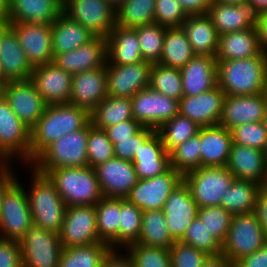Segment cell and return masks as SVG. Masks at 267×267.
Masks as SVG:
<instances>
[{"instance_id":"1","label":"cell","mask_w":267,"mask_h":267,"mask_svg":"<svg viewBox=\"0 0 267 267\" xmlns=\"http://www.w3.org/2000/svg\"><path fill=\"white\" fill-rule=\"evenodd\" d=\"M89 121L90 113L84 108L70 103L47 105L30 131V164L58 138L83 128Z\"/></svg>"},{"instance_id":"2","label":"cell","mask_w":267,"mask_h":267,"mask_svg":"<svg viewBox=\"0 0 267 267\" xmlns=\"http://www.w3.org/2000/svg\"><path fill=\"white\" fill-rule=\"evenodd\" d=\"M217 61V85L227 96L263 93L267 53L237 60Z\"/></svg>"},{"instance_id":"3","label":"cell","mask_w":267,"mask_h":267,"mask_svg":"<svg viewBox=\"0 0 267 267\" xmlns=\"http://www.w3.org/2000/svg\"><path fill=\"white\" fill-rule=\"evenodd\" d=\"M30 167V188H25L33 223L42 229L59 234L67 206L55 184L45 174L39 173L32 165Z\"/></svg>"},{"instance_id":"4","label":"cell","mask_w":267,"mask_h":267,"mask_svg":"<svg viewBox=\"0 0 267 267\" xmlns=\"http://www.w3.org/2000/svg\"><path fill=\"white\" fill-rule=\"evenodd\" d=\"M37 171L47 175L55 184L67 207L96 205L104 197L92 167H61Z\"/></svg>"},{"instance_id":"5","label":"cell","mask_w":267,"mask_h":267,"mask_svg":"<svg viewBox=\"0 0 267 267\" xmlns=\"http://www.w3.org/2000/svg\"><path fill=\"white\" fill-rule=\"evenodd\" d=\"M89 122L81 129L65 134L50 144L30 165L36 170L88 166Z\"/></svg>"},{"instance_id":"6","label":"cell","mask_w":267,"mask_h":267,"mask_svg":"<svg viewBox=\"0 0 267 267\" xmlns=\"http://www.w3.org/2000/svg\"><path fill=\"white\" fill-rule=\"evenodd\" d=\"M17 180L5 191L0 205V239L19 241L33 223L24 182Z\"/></svg>"},{"instance_id":"7","label":"cell","mask_w":267,"mask_h":267,"mask_svg":"<svg viewBox=\"0 0 267 267\" xmlns=\"http://www.w3.org/2000/svg\"><path fill=\"white\" fill-rule=\"evenodd\" d=\"M267 242L254 213L233 215L222 253L234 265L242 257L260 249Z\"/></svg>"},{"instance_id":"8","label":"cell","mask_w":267,"mask_h":267,"mask_svg":"<svg viewBox=\"0 0 267 267\" xmlns=\"http://www.w3.org/2000/svg\"><path fill=\"white\" fill-rule=\"evenodd\" d=\"M235 177L225 166L200 167L183 175L199 208L220 206L223 194Z\"/></svg>"},{"instance_id":"9","label":"cell","mask_w":267,"mask_h":267,"mask_svg":"<svg viewBox=\"0 0 267 267\" xmlns=\"http://www.w3.org/2000/svg\"><path fill=\"white\" fill-rule=\"evenodd\" d=\"M19 245L22 267H58L63 250L59 234L32 223Z\"/></svg>"},{"instance_id":"10","label":"cell","mask_w":267,"mask_h":267,"mask_svg":"<svg viewBox=\"0 0 267 267\" xmlns=\"http://www.w3.org/2000/svg\"><path fill=\"white\" fill-rule=\"evenodd\" d=\"M30 131L3 98L0 101V156L30 165Z\"/></svg>"},{"instance_id":"11","label":"cell","mask_w":267,"mask_h":267,"mask_svg":"<svg viewBox=\"0 0 267 267\" xmlns=\"http://www.w3.org/2000/svg\"><path fill=\"white\" fill-rule=\"evenodd\" d=\"M63 13L95 37L107 38L116 25V12L106 0H65Z\"/></svg>"},{"instance_id":"12","label":"cell","mask_w":267,"mask_h":267,"mask_svg":"<svg viewBox=\"0 0 267 267\" xmlns=\"http://www.w3.org/2000/svg\"><path fill=\"white\" fill-rule=\"evenodd\" d=\"M183 180V175L170 167L161 175L138 179L125 199L141 211L162 210L171 192Z\"/></svg>"},{"instance_id":"13","label":"cell","mask_w":267,"mask_h":267,"mask_svg":"<svg viewBox=\"0 0 267 267\" xmlns=\"http://www.w3.org/2000/svg\"><path fill=\"white\" fill-rule=\"evenodd\" d=\"M130 99L133 118L144 127L157 130L179 114V100L169 98L150 87L138 91Z\"/></svg>"},{"instance_id":"14","label":"cell","mask_w":267,"mask_h":267,"mask_svg":"<svg viewBox=\"0 0 267 267\" xmlns=\"http://www.w3.org/2000/svg\"><path fill=\"white\" fill-rule=\"evenodd\" d=\"M59 237L63 248L101 242L97 233L95 205L67 207Z\"/></svg>"},{"instance_id":"15","label":"cell","mask_w":267,"mask_h":267,"mask_svg":"<svg viewBox=\"0 0 267 267\" xmlns=\"http://www.w3.org/2000/svg\"><path fill=\"white\" fill-rule=\"evenodd\" d=\"M199 206L193 199L188 185L182 180L171 192L162 211L171 237L180 241L187 227L198 216Z\"/></svg>"},{"instance_id":"16","label":"cell","mask_w":267,"mask_h":267,"mask_svg":"<svg viewBox=\"0 0 267 267\" xmlns=\"http://www.w3.org/2000/svg\"><path fill=\"white\" fill-rule=\"evenodd\" d=\"M152 63L141 61L128 65H106L107 95L131 98L150 85Z\"/></svg>"},{"instance_id":"17","label":"cell","mask_w":267,"mask_h":267,"mask_svg":"<svg viewBox=\"0 0 267 267\" xmlns=\"http://www.w3.org/2000/svg\"><path fill=\"white\" fill-rule=\"evenodd\" d=\"M4 99L18 118L30 129L44 114L47 107L31 80L7 82Z\"/></svg>"},{"instance_id":"18","label":"cell","mask_w":267,"mask_h":267,"mask_svg":"<svg viewBox=\"0 0 267 267\" xmlns=\"http://www.w3.org/2000/svg\"><path fill=\"white\" fill-rule=\"evenodd\" d=\"M30 80L47 105L70 102L73 76L54 62L34 66Z\"/></svg>"},{"instance_id":"19","label":"cell","mask_w":267,"mask_h":267,"mask_svg":"<svg viewBox=\"0 0 267 267\" xmlns=\"http://www.w3.org/2000/svg\"><path fill=\"white\" fill-rule=\"evenodd\" d=\"M10 28L16 33L19 43L33 67L53 62L52 24L15 22L10 23Z\"/></svg>"},{"instance_id":"20","label":"cell","mask_w":267,"mask_h":267,"mask_svg":"<svg viewBox=\"0 0 267 267\" xmlns=\"http://www.w3.org/2000/svg\"><path fill=\"white\" fill-rule=\"evenodd\" d=\"M94 169L104 197L125 198L138 181L134 165L129 160L113 157Z\"/></svg>"},{"instance_id":"21","label":"cell","mask_w":267,"mask_h":267,"mask_svg":"<svg viewBox=\"0 0 267 267\" xmlns=\"http://www.w3.org/2000/svg\"><path fill=\"white\" fill-rule=\"evenodd\" d=\"M219 35L257 28L260 12L248 0L239 5L211 3L206 13Z\"/></svg>"},{"instance_id":"22","label":"cell","mask_w":267,"mask_h":267,"mask_svg":"<svg viewBox=\"0 0 267 267\" xmlns=\"http://www.w3.org/2000/svg\"><path fill=\"white\" fill-rule=\"evenodd\" d=\"M225 93L216 85L209 91L179 100V114L188 117L200 127L219 124Z\"/></svg>"},{"instance_id":"23","label":"cell","mask_w":267,"mask_h":267,"mask_svg":"<svg viewBox=\"0 0 267 267\" xmlns=\"http://www.w3.org/2000/svg\"><path fill=\"white\" fill-rule=\"evenodd\" d=\"M267 111V104L262 93L253 95H225L221 126L232 130L239 125L251 122H262Z\"/></svg>"},{"instance_id":"24","label":"cell","mask_w":267,"mask_h":267,"mask_svg":"<svg viewBox=\"0 0 267 267\" xmlns=\"http://www.w3.org/2000/svg\"><path fill=\"white\" fill-rule=\"evenodd\" d=\"M107 96L106 64L101 68L73 75L70 104L90 113Z\"/></svg>"},{"instance_id":"25","label":"cell","mask_w":267,"mask_h":267,"mask_svg":"<svg viewBox=\"0 0 267 267\" xmlns=\"http://www.w3.org/2000/svg\"><path fill=\"white\" fill-rule=\"evenodd\" d=\"M106 38L95 37L74 50L56 54L53 62L72 76L106 64Z\"/></svg>"},{"instance_id":"26","label":"cell","mask_w":267,"mask_h":267,"mask_svg":"<svg viewBox=\"0 0 267 267\" xmlns=\"http://www.w3.org/2000/svg\"><path fill=\"white\" fill-rule=\"evenodd\" d=\"M225 167L235 179L265 184L267 165L262 150L232 143Z\"/></svg>"},{"instance_id":"27","label":"cell","mask_w":267,"mask_h":267,"mask_svg":"<svg viewBox=\"0 0 267 267\" xmlns=\"http://www.w3.org/2000/svg\"><path fill=\"white\" fill-rule=\"evenodd\" d=\"M183 96H194L211 90L217 85L215 57L195 55L180 69Z\"/></svg>"},{"instance_id":"28","label":"cell","mask_w":267,"mask_h":267,"mask_svg":"<svg viewBox=\"0 0 267 267\" xmlns=\"http://www.w3.org/2000/svg\"><path fill=\"white\" fill-rule=\"evenodd\" d=\"M131 162L138 179L161 175L170 168L169 152L165 150L157 131L140 145Z\"/></svg>"},{"instance_id":"29","label":"cell","mask_w":267,"mask_h":267,"mask_svg":"<svg viewBox=\"0 0 267 267\" xmlns=\"http://www.w3.org/2000/svg\"><path fill=\"white\" fill-rule=\"evenodd\" d=\"M232 143V133L224 126L200 127V167L225 166Z\"/></svg>"},{"instance_id":"30","label":"cell","mask_w":267,"mask_h":267,"mask_svg":"<svg viewBox=\"0 0 267 267\" xmlns=\"http://www.w3.org/2000/svg\"><path fill=\"white\" fill-rule=\"evenodd\" d=\"M106 65H128L144 61L136 30L115 25L106 38Z\"/></svg>"},{"instance_id":"31","label":"cell","mask_w":267,"mask_h":267,"mask_svg":"<svg viewBox=\"0 0 267 267\" xmlns=\"http://www.w3.org/2000/svg\"><path fill=\"white\" fill-rule=\"evenodd\" d=\"M62 13L59 0H10L8 22L50 25Z\"/></svg>"},{"instance_id":"32","label":"cell","mask_w":267,"mask_h":267,"mask_svg":"<svg viewBox=\"0 0 267 267\" xmlns=\"http://www.w3.org/2000/svg\"><path fill=\"white\" fill-rule=\"evenodd\" d=\"M0 65L8 82L30 80L33 66L28 61L16 33L11 28L2 37Z\"/></svg>"},{"instance_id":"33","label":"cell","mask_w":267,"mask_h":267,"mask_svg":"<svg viewBox=\"0 0 267 267\" xmlns=\"http://www.w3.org/2000/svg\"><path fill=\"white\" fill-rule=\"evenodd\" d=\"M195 55L216 58L219 34L211 18L205 14H189L181 26Z\"/></svg>"},{"instance_id":"34","label":"cell","mask_w":267,"mask_h":267,"mask_svg":"<svg viewBox=\"0 0 267 267\" xmlns=\"http://www.w3.org/2000/svg\"><path fill=\"white\" fill-rule=\"evenodd\" d=\"M256 29L249 28L219 35L216 60H237L262 52Z\"/></svg>"},{"instance_id":"35","label":"cell","mask_w":267,"mask_h":267,"mask_svg":"<svg viewBox=\"0 0 267 267\" xmlns=\"http://www.w3.org/2000/svg\"><path fill=\"white\" fill-rule=\"evenodd\" d=\"M91 34L82 24L62 13L52 23V50L56 54L65 53L85 45L93 40Z\"/></svg>"},{"instance_id":"36","label":"cell","mask_w":267,"mask_h":267,"mask_svg":"<svg viewBox=\"0 0 267 267\" xmlns=\"http://www.w3.org/2000/svg\"><path fill=\"white\" fill-rule=\"evenodd\" d=\"M97 233L101 242L118 250V230L120 222V198L103 197L96 205Z\"/></svg>"},{"instance_id":"37","label":"cell","mask_w":267,"mask_h":267,"mask_svg":"<svg viewBox=\"0 0 267 267\" xmlns=\"http://www.w3.org/2000/svg\"><path fill=\"white\" fill-rule=\"evenodd\" d=\"M261 187L262 185L253 181L234 179L223 194L220 206L232 215L253 213Z\"/></svg>"},{"instance_id":"38","label":"cell","mask_w":267,"mask_h":267,"mask_svg":"<svg viewBox=\"0 0 267 267\" xmlns=\"http://www.w3.org/2000/svg\"><path fill=\"white\" fill-rule=\"evenodd\" d=\"M194 56L195 53L183 28H166L159 64L181 69Z\"/></svg>"},{"instance_id":"39","label":"cell","mask_w":267,"mask_h":267,"mask_svg":"<svg viewBox=\"0 0 267 267\" xmlns=\"http://www.w3.org/2000/svg\"><path fill=\"white\" fill-rule=\"evenodd\" d=\"M130 119H134L130 98L107 96L90 112L91 123L104 130Z\"/></svg>"},{"instance_id":"40","label":"cell","mask_w":267,"mask_h":267,"mask_svg":"<svg viewBox=\"0 0 267 267\" xmlns=\"http://www.w3.org/2000/svg\"><path fill=\"white\" fill-rule=\"evenodd\" d=\"M174 242L162 210L142 211L140 237L136 244L170 249Z\"/></svg>"},{"instance_id":"41","label":"cell","mask_w":267,"mask_h":267,"mask_svg":"<svg viewBox=\"0 0 267 267\" xmlns=\"http://www.w3.org/2000/svg\"><path fill=\"white\" fill-rule=\"evenodd\" d=\"M113 249L104 242L63 248L58 267H102Z\"/></svg>"},{"instance_id":"42","label":"cell","mask_w":267,"mask_h":267,"mask_svg":"<svg viewBox=\"0 0 267 267\" xmlns=\"http://www.w3.org/2000/svg\"><path fill=\"white\" fill-rule=\"evenodd\" d=\"M156 0H126L116 10V25L136 28L155 21Z\"/></svg>"},{"instance_id":"43","label":"cell","mask_w":267,"mask_h":267,"mask_svg":"<svg viewBox=\"0 0 267 267\" xmlns=\"http://www.w3.org/2000/svg\"><path fill=\"white\" fill-rule=\"evenodd\" d=\"M199 129L200 126L194 121L178 114L163 123L156 131L161 136L165 150L170 152L177 145L198 134Z\"/></svg>"},{"instance_id":"44","label":"cell","mask_w":267,"mask_h":267,"mask_svg":"<svg viewBox=\"0 0 267 267\" xmlns=\"http://www.w3.org/2000/svg\"><path fill=\"white\" fill-rule=\"evenodd\" d=\"M142 211L125 198H120V222L118 230V249L136 243L140 237Z\"/></svg>"},{"instance_id":"45","label":"cell","mask_w":267,"mask_h":267,"mask_svg":"<svg viewBox=\"0 0 267 267\" xmlns=\"http://www.w3.org/2000/svg\"><path fill=\"white\" fill-rule=\"evenodd\" d=\"M149 87L169 98L180 100L183 97L180 69L152 64Z\"/></svg>"},{"instance_id":"46","label":"cell","mask_w":267,"mask_h":267,"mask_svg":"<svg viewBox=\"0 0 267 267\" xmlns=\"http://www.w3.org/2000/svg\"><path fill=\"white\" fill-rule=\"evenodd\" d=\"M200 129L198 134L169 152L170 167L182 175L200 168Z\"/></svg>"},{"instance_id":"47","label":"cell","mask_w":267,"mask_h":267,"mask_svg":"<svg viewBox=\"0 0 267 267\" xmlns=\"http://www.w3.org/2000/svg\"><path fill=\"white\" fill-rule=\"evenodd\" d=\"M166 28L157 23L134 28L138 36L144 61L152 64L159 63L163 51Z\"/></svg>"},{"instance_id":"48","label":"cell","mask_w":267,"mask_h":267,"mask_svg":"<svg viewBox=\"0 0 267 267\" xmlns=\"http://www.w3.org/2000/svg\"><path fill=\"white\" fill-rule=\"evenodd\" d=\"M180 242L204 251L208 255H215L222 252V243L209 232L205 223L198 217L187 227L186 233Z\"/></svg>"},{"instance_id":"49","label":"cell","mask_w":267,"mask_h":267,"mask_svg":"<svg viewBox=\"0 0 267 267\" xmlns=\"http://www.w3.org/2000/svg\"><path fill=\"white\" fill-rule=\"evenodd\" d=\"M134 267H172L169 249L133 243L124 249Z\"/></svg>"},{"instance_id":"50","label":"cell","mask_w":267,"mask_h":267,"mask_svg":"<svg viewBox=\"0 0 267 267\" xmlns=\"http://www.w3.org/2000/svg\"><path fill=\"white\" fill-rule=\"evenodd\" d=\"M88 166L96 167L114 157L113 143L108 139L104 129L95 127L89 121L87 141Z\"/></svg>"},{"instance_id":"51","label":"cell","mask_w":267,"mask_h":267,"mask_svg":"<svg viewBox=\"0 0 267 267\" xmlns=\"http://www.w3.org/2000/svg\"><path fill=\"white\" fill-rule=\"evenodd\" d=\"M209 232L223 243L228 235L233 215L221 206L201 207L197 216Z\"/></svg>"},{"instance_id":"52","label":"cell","mask_w":267,"mask_h":267,"mask_svg":"<svg viewBox=\"0 0 267 267\" xmlns=\"http://www.w3.org/2000/svg\"><path fill=\"white\" fill-rule=\"evenodd\" d=\"M233 143L264 151L267 144V131L263 122L239 125L231 130Z\"/></svg>"},{"instance_id":"53","label":"cell","mask_w":267,"mask_h":267,"mask_svg":"<svg viewBox=\"0 0 267 267\" xmlns=\"http://www.w3.org/2000/svg\"><path fill=\"white\" fill-rule=\"evenodd\" d=\"M188 16L179 0H156L154 23L167 28L181 27Z\"/></svg>"},{"instance_id":"54","label":"cell","mask_w":267,"mask_h":267,"mask_svg":"<svg viewBox=\"0 0 267 267\" xmlns=\"http://www.w3.org/2000/svg\"><path fill=\"white\" fill-rule=\"evenodd\" d=\"M172 267H202L208 254L193 246L175 241L170 247Z\"/></svg>"},{"instance_id":"55","label":"cell","mask_w":267,"mask_h":267,"mask_svg":"<svg viewBox=\"0 0 267 267\" xmlns=\"http://www.w3.org/2000/svg\"><path fill=\"white\" fill-rule=\"evenodd\" d=\"M156 130L149 127H142L136 134L128 139L117 140L113 145L114 157L132 161L133 157L142 145Z\"/></svg>"},{"instance_id":"56","label":"cell","mask_w":267,"mask_h":267,"mask_svg":"<svg viewBox=\"0 0 267 267\" xmlns=\"http://www.w3.org/2000/svg\"><path fill=\"white\" fill-rule=\"evenodd\" d=\"M0 267H22L19 241L0 239Z\"/></svg>"},{"instance_id":"57","label":"cell","mask_w":267,"mask_h":267,"mask_svg":"<svg viewBox=\"0 0 267 267\" xmlns=\"http://www.w3.org/2000/svg\"><path fill=\"white\" fill-rule=\"evenodd\" d=\"M143 126L135 119H130L116 125L107 127L105 132L108 139L113 143H117V140L128 139V137L136 134Z\"/></svg>"},{"instance_id":"58","label":"cell","mask_w":267,"mask_h":267,"mask_svg":"<svg viewBox=\"0 0 267 267\" xmlns=\"http://www.w3.org/2000/svg\"><path fill=\"white\" fill-rule=\"evenodd\" d=\"M14 161L9 159H2L0 161V205L2 203L5 191L17 180L18 175L14 174ZM12 165V166H11Z\"/></svg>"},{"instance_id":"59","label":"cell","mask_w":267,"mask_h":267,"mask_svg":"<svg viewBox=\"0 0 267 267\" xmlns=\"http://www.w3.org/2000/svg\"><path fill=\"white\" fill-rule=\"evenodd\" d=\"M233 267H267V242L257 251L239 259Z\"/></svg>"},{"instance_id":"60","label":"cell","mask_w":267,"mask_h":267,"mask_svg":"<svg viewBox=\"0 0 267 267\" xmlns=\"http://www.w3.org/2000/svg\"><path fill=\"white\" fill-rule=\"evenodd\" d=\"M258 219L267 240V189L262 186L257 194L253 212Z\"/></svg>"},{"instance_id":"61","label":"cell","mask_w":267,"mask_h":267,"mask_svg":"<svg viewBox=\"0 0 267 267\" xmlns=\"http://www.w3.org/2000/svg\"><path fill=\"white\" fill-rule=\"evenodd\" d=\"M123 250H112L106 257L102 267H134L132 259ZM122 254V255H121Z\"/></svg>"},{"instance_id":"62","label":"cell","mask_w":267,"mask_h":267,"mask_svg":"<svg viewBox=\"0 0 267 267\" xmlns=\"http://www.w3.org/2000/svg\"><path fill=\"white\" fill-rule=\"evenodd\" d=\"M188 14H205L212 0H179Z\"/></svg>"},{"instance_id":"63","label":"cell","mask_w":267,"mask_h":267,"mask_svg":"<svg viewBox=\"0 0 267 267\" xmlns=\"http://www.w3.org/2000/svg\"><path fill=\"white\" fill-rule=\"evenodd\" d=\"M256 31L263 52L267 53V12L260 13Z\"/></svg>"},{"instance_id":"64","label":"cell","mask_w":267,"mask_h":267,"mask_svg":"<svg viewBox=\"0 0 267 267\" xmlns=\"http://www.w3.org/2000/svg\"><path fill=\"white\" fill-rule=\"evenodd\" d=\"M202 267H233L232 262L221 252L208 255Z\"/></svg>"},{"instance_id":"65","label":"cell","mask_w":267,"mask_h":267,"mask_svg":"<svg viewBox=\"0 0 267 267\" xmlns=\"http://www.w3.org/2000/svg\"><path fill=\"white\" fill-rule=\"evenodd\" d=\"M10 12V0H0V22H7Z\"/></svg>"},{"instance_id":"66","label":"cell","mask_w":267,"mask_h":267,"mask_svg":"<svg viewBox=\"0 0 267 267\" xmlns=\"http://www.w3.org/2000/svg\"><path fill=\"white\" fill-rule=\"evenodd\" d=\"M260 13L267 12V0H248Z\"/></svg>"},{"instance_id":"67","label":"cell","mask_w":267,"mask_h":267,"mask_svg":"<svg viewBox=\"0 0 267 267\" xmlns=\"http://www.w3.org/2000/svg\"><path fill=\"white\" fill-rule=\"evenodd\" d=\"M9 28H10V23L8 21L0 22V47H1L2 37Z\"/></svg>"},{"instance_id":"68","label":"cell","mask_w":267,"mask_h":267,"mask_svg":"<svg viewBox=\"0 0 267 267\" xmlns=\"http://www.w3.org/2000/svg\"><path fill=\"white\" fill-rule=\"evenodd\" d=\"M242 1L245 0H212L213 3L230 4V5H239Z\"/></svg>"},{"instance_id":"69","label":"cell","mask_w":267,"mask_h":267,"mask_svg":"<svg viewBox=\"0 0 267 267\" xmlns=\"http://www.w3.org/2000/svg\"><path fill=\"white\" fill-rule=\"evenodd\" d=\"M106 1L111 7H113L116 10L126 0H106Z\"/></svg>"},{"instance_id":"70","label":"cell","mask_w":267,"mask_h":267,"mask_svg":"<svg viewBox=\"0 0 267 267\" xmlns=\"http://www.w3.org/2000/svg\"><path fill=\"white\" fill-rule=\"evenodd\" d=\"M7 82H0V101L4 98L5 85Z\"/></svg>"},{"instance_id":"71","label":"cell","mask_w":267,"mask_h":267,"mask_svg":"<svg viewBox=\"0 0 267 267\" xmlns=\"http://www.w3.org/2000/svg\"><path fill=\"white\" fill-rule=\"evenodd\" d=\"M262 94H263L265 102L267 104V76H266V79H265V84H264V87H263V93Z\"/></svg>"},{"instance_id":"72","label":"cell","mask_w":267,"mask_h":267,"mask_svg":"<svg viewBox=\"0 0 267 267\" xmlns=\"http://www.w3.org/2000/svg\"><path fill=\"white\" fill-rule=\"evenodd\" d=\"M0 82H8L2 72L1 65H0Z\"/></svg>"},{"instance_id":"73","label":"cell","mask_w":267,"mask_h":267,"mask_svg":"<svg viewBox=\"0 0 267 267\" xmlns=\"http://www.w3.org/2000/svg\"><path fill=\"white\" fill-rule=\"evenodd\" d=\"M262 122H263L264 127H265V129L267 131V111H266L265 117L263 118V121Z\"/></svg>"},{"instance_id":"74","label":"cell","mask_w":267,"mask_h":267,"mask_svg":"<svg viewBox=\"0 0 267 267\" xmlns=\"http://www.w3.org/2000/svg\"><path fill=\"white\" fill-rule=\"evenodd\" d=\"M264 158H265L266 165H267V144H266V147L264 149Z\"/></svg>"},{"instance_id":"75","label":"cell","mask_w":267,"mask_h":267,"mask_svg":"<svg viewBox=\"0 0 267 267\" xmlns=\"http://www.w3.org/2000/svg\"><path fill=\"white\" fill-rule=\"evenodd\" d=\"M263 186L267 189V177H266L265 184Z\"/></svg>"}]
</instances>
